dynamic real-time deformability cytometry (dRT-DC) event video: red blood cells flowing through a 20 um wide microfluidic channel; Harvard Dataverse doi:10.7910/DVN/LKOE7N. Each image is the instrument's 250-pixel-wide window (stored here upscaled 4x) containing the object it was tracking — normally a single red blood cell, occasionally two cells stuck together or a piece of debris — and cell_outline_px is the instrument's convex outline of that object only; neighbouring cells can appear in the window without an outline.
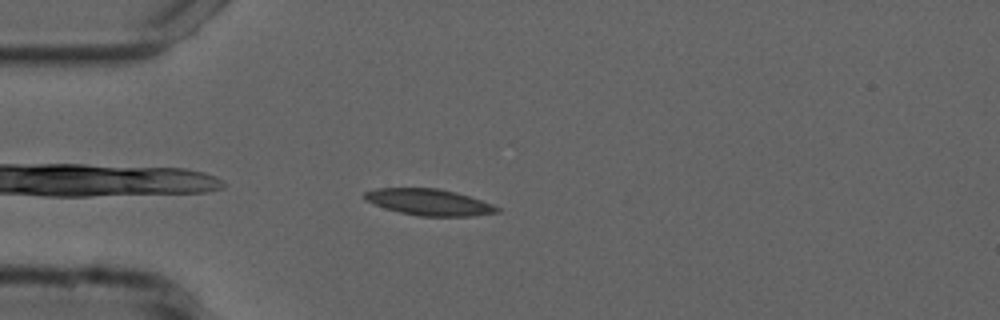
{"species": "common noctule bat (a hibernating species)", "species_latin": "Nyctalus noctula", "temperature_condition": "cold", "stored_images_in_passage": 36, "camera_frame_rate_fps": 3000, "um_per_image_px": 0.085, "animal": {"sex": "male", "forearm_length_mm": 52.5}, "frame": {"image": 1, "passage_image": 3, "time_ms": 0.667, "image_size_px": [1000, 320], "cell_outline_px": [[500, 212], [472, 216], [416, 216], [384, 208], [364, 200], [364, 192], [376, 188], [436, 188], [456, 192], [492, 204], [500, 208]], "centroid_in_image_um": [36.44, 17.19], "position_along_channel_um": 48.6, "area_um2": 20.35}}
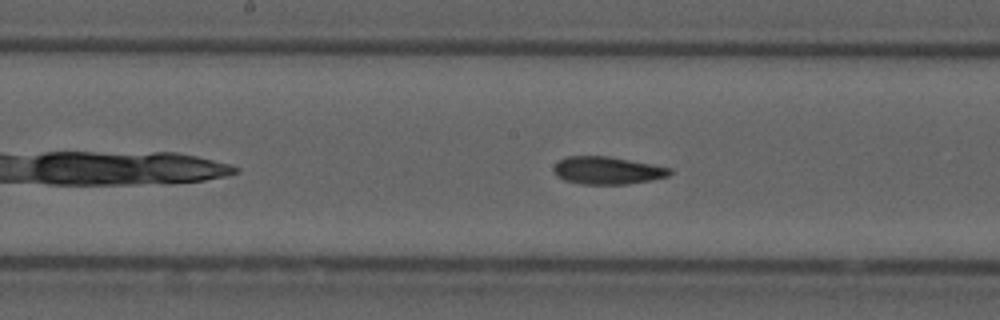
{"frame": {"image": 2, "passage_image": 16, "time_ms": 5.0, "image_size_px": [1000, 320], "cell_outline_px": [[672, 172], [668, 176], [652, 180], [628, 184], [580, 184], [564, 180], [556, 176], [552, 168], [560, 160], [568, 156], [608, 156], [652, 164], [672, 168]], "centroid_in_image_um": [51.62, 14.49], "position_along_channel_um": 196.6, "area_um2": 18.73}}
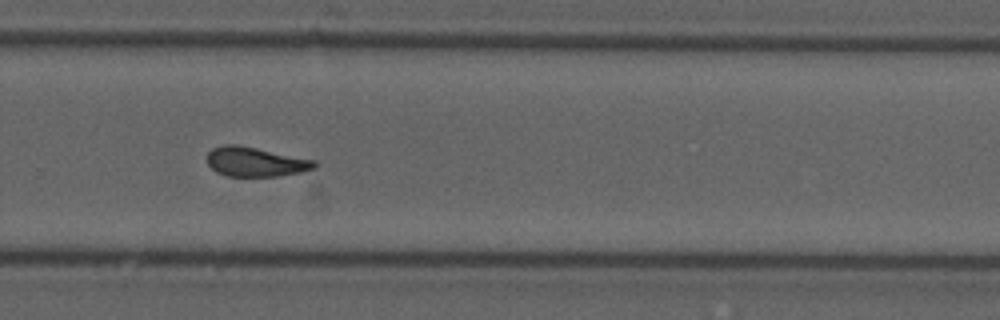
{"frame": {"image": 3, "passage_image": 25, "time_ms": 8.0, "image_size_px": [1000, 320], "cell_outline_px": [[316, 168], [300, 172], [276, 176], [228, 176], [216, 172], [208, 164], [208, 152], [212, 148], [224, 144], [236, 144], [316, 160]], "centroid_in_image_um": [21.71, 13.75], "position_along_channel_um": 308.1, "area_um2": 18.32}, "authors_computed_cell_mechanics": {"area_um2": 18.7561, "velocity_mm_per_s": 3.7346, "shape_relaxation_time_tau1_ms": null, "shape_relaxation_time_tau2_ms": 3.8791, "deformation_change_tau1": null, "deformation_change_tau2": 0.0977}}